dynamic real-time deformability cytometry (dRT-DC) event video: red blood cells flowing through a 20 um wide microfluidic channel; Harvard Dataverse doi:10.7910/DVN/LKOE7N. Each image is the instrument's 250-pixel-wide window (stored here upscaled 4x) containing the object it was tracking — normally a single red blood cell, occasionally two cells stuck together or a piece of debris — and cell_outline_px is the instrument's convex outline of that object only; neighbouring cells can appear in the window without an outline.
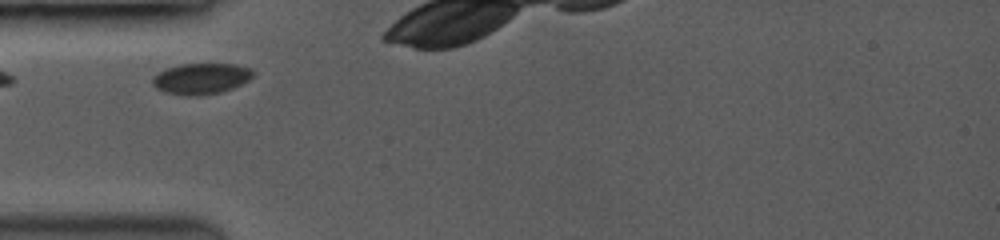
{"species": "common noctule bat (a hibernating species)", "species_latin": "Nyctalus noctula", "temperature_condition": "room temperature", "stored_images_in_passage": 22, "camera_frame_rate_fps": 3500, "um_per_image_px": 0.085, "animal": {"sex": "female", "body_mass_g": 19.0, "forearm_length_mm": 53.3}, "frame": {"image": 1, "passage_image": 1, "time_ms": 0.0, "image_size_px": [1000, 240], "cell_outline_px": [[252, 76], [248, 80], [232, 88], [220, 92], [168, 92], [156, 88], [152, 84], [152, 76], [156, 72], [164, 68], [180, 64], [236, 64], [252, 68]], "centroid_in_image_um": [17.08, 6.6], "position_along_channel_um": 67.9, "area_um2": 17.28}}